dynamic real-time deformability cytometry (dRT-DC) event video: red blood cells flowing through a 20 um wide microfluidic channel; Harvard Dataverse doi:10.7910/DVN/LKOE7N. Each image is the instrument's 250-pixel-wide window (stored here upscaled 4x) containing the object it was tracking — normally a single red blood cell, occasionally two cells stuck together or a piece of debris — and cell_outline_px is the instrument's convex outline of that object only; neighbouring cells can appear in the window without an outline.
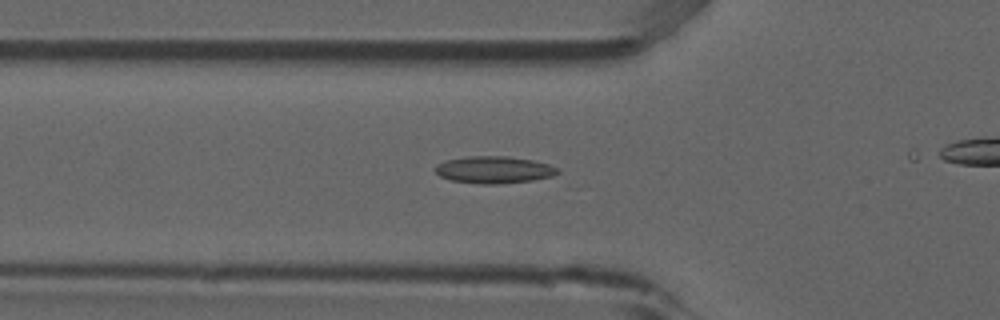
{"species": "common noctule bat (a hibernating species)", "species_latin": "Nyctalus noctula", "temperature_condition": "room temperature", "stored_images_in_passage": 22, "camera_frame_rate_fps": 3000, "um_per_image_px": 0.085, "animal": {"sex": "male", "forearm_length_mm": 52.5}, "frame": {"image": 1, "passage_image": 18, "time_ms": 5.667, "image_size_px": [1000, 320], "cell_outline_px": [[560, 172], [552, 176], [532, 180], [496, 184], [480, 184], [452, 180], [440, 176], [436, 172], [436, 164], [444, 160], [468, 156], [508, 156], [532, 160], [548, 164], [560, 168]], "centroid_in_image_um": [42.0, 14.42], "position_along_channel_um": 83.8, "area_um2": 19.31}}
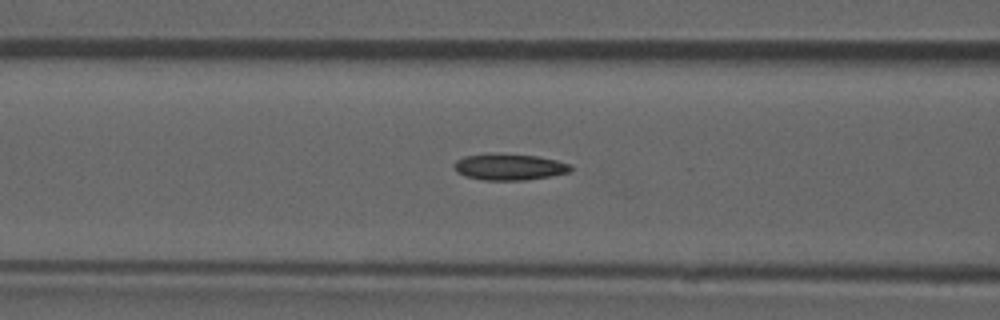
{"frame": {"image": 2, "passage_image": 21, "time_ms": 6.667, "image_size_px": [1000, 320], "cell_outline_px": [[572, 172], [552, 176], [524, 180], [484, 180], [464, 176], [456, 172], [452, 164], [456, 160], [464, 156], [536, 156], [556, 160], [572, 164]], "centroid_in_image_um": [43.34, 14.24], "position_along_channel_um": 123.3, "area_um2": 17.28}}